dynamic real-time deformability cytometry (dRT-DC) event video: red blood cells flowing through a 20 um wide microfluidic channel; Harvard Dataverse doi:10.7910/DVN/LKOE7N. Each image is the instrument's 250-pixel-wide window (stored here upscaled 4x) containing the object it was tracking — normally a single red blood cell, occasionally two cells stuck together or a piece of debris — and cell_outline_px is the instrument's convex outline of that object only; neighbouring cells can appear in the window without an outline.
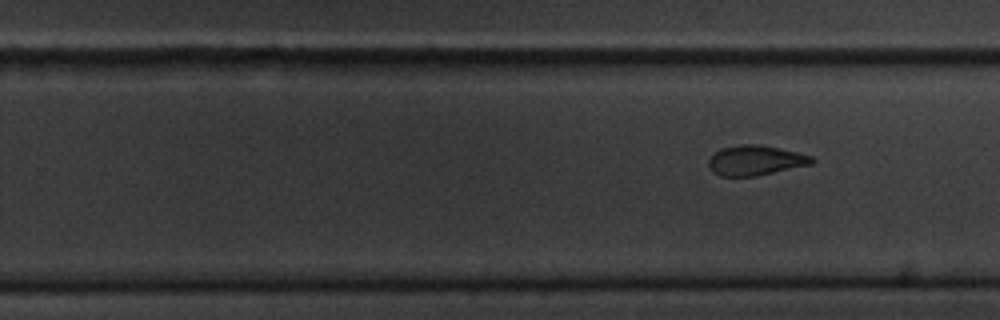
{"species": "common noctule bat (a hibernating species)", "species_latin": "Nyctalus noctula", "temperature_condition": "cold", "stored_images_in_passage": 7, "segment_of_instrument_passage": [2, 2], "camera_frame_rate_fps": 3000, "um_per_image_px": 0.085, "animal": {"sex": "male", "body_mass_g": 20.1, "forearm_length_mm": 53.5}, "frame": {"image": 1, "passage_image": 7, "time_ms": 8.0, "image_size_px": [1000, 320], "cell_outline_px": [[816, 160], [812, 164], [756, 176], [720, 176], [712, 172], [708, 164], [708, 160], [720, 148], [740, 144], [756, 144], [796, 152], [812, 156]], "centroid_in_image_um": [64.2, 13.64], "position_along_channel_um": 265.6, "area_um2": 17.92}}